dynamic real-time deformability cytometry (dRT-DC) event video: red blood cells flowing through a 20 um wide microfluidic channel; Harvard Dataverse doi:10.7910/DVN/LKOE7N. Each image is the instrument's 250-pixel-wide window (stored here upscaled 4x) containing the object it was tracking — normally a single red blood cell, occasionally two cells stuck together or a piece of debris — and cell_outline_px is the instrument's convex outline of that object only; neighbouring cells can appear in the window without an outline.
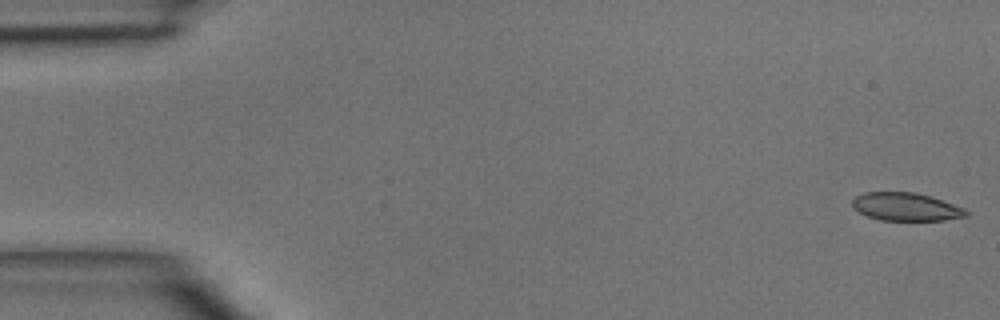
{"species": "common noctule bat (a hibernating species)", "species_latin": "Nyctalus noctula", "temperature_condition": "room temperature", "stored_images_in_passage": 9, "camera_frame_rate_fps": 3000, "um_per_image_px": 0.085, "animal": {"sex": "male", "body_mass_g": 15.6}, "frame": {"image": 1, "passage_image": 1, "time_ms": 0.0, "image_size_px": [1000, 320], "cell_outline_px": [[968, 216], [944, 220], [880, 220], [868, 216], [852, 208], [852, 200], [856, 196], [864, 192], [916, 192], [932, 196], [964, 208], [968, 212]], "centroid_in_image_um": [77.0, 17.57], "position_along_channel_um": 8.0, "area_um2": 18.67}}